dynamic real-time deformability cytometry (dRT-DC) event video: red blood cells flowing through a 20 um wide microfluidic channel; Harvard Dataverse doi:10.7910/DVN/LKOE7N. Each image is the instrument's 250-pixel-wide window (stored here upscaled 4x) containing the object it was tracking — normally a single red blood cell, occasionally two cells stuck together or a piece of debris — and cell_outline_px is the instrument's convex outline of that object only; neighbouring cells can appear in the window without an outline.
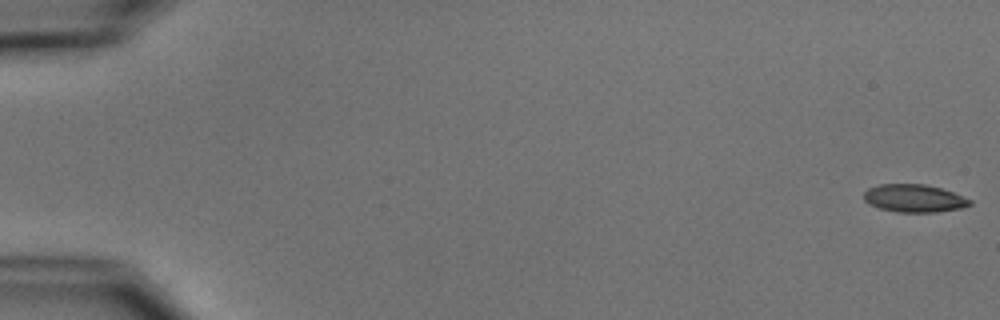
{"species": "common noctule bat (a hibernating species)", "species_latin": "Nyctalus noctula", "temperature_condition": "cold", "stored_images_in_passage": 6, "camera_frame_rate_fps": 3000, "um_per_image_px": 0.085, "animal": {"sex": "male", "body_mass_g": 15.6}, "frame": {"image": 1, "passage_image": 1, "time_ms": 0.0, "image_size_px": [1000, 320], "cell_outline_px": [[972, 204], [964, 208], [936, 212], [896, 212], [880, 208], [868, 204], [864, 200], [864, 192], [868, 188], [880, 184], [924, 184], [940, 188], [952, 192], [972, 200]], "centroid_in_image_um": [77.7, 16.86], "position_along_channel_um": 7.3, "area_um2": 17.22}}
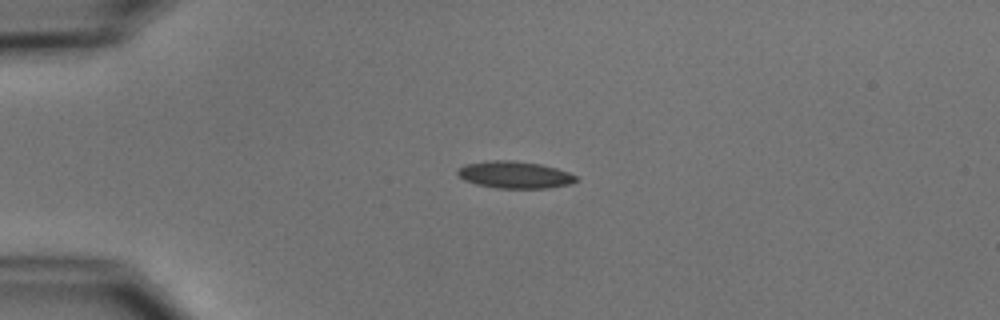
{"frame": {"image": 2, "passage_image": 4, "time_ms": 4.333, "image_size_px": [1000, 320], "cell_outline_px": [[580, 180], [572, 184], [544, 188], [496, 188], [476, 184], [464, 180], [456, 172], [456, 168], [464, 164], [484, 160], [516, 160], [540, 164], [556, 168], [568, 172], [576, 176]], "centroid_in_image_um": [43.72, 14.84], "position_along_channel_um": 41.3, "area_um2": 18.96}}